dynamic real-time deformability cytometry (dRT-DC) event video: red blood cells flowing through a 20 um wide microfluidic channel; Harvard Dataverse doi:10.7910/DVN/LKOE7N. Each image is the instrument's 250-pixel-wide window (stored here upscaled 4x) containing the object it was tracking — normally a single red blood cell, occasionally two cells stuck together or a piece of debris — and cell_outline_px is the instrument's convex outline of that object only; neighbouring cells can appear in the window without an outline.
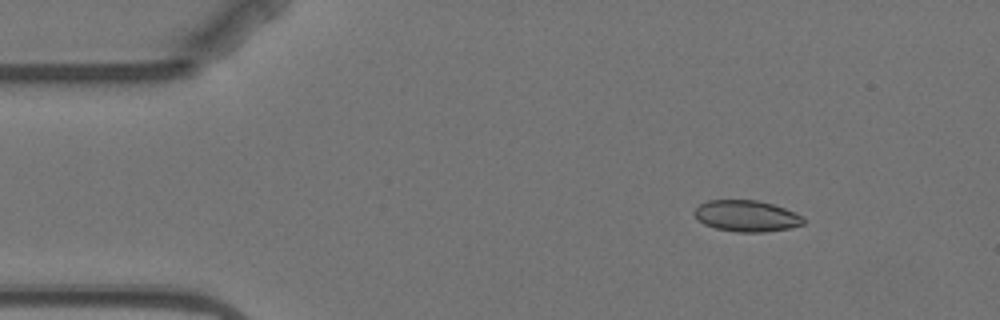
{"species": "Egyptian fruit bat (a non-hibernating species)", "species_latin": "Rousettus aegyptiacus", "temperature_condition": "warm", "stored_images_in_passage": 4, "camera_frame_rate_fps": 3000, "um_per_image_px": 0.085, "animal": {"sex": "female"}, "frame": {"image": 1, "passage_image": 2, "time_ms": 1.0, "image_size_px": [1000, 320], "cell_outline_px": [[804, 224], [788, 228], [764, 232], [736, 232], [716, 228], [704, 224], [692, 212], [700, 204], [708, 200], [756, 200], [772, 204], [796, 212], [804, 216]], "centroid_in_image_um": [63.47, 18.35], "position_along_channel_um": 21.5, "area_um2": 19.83}}